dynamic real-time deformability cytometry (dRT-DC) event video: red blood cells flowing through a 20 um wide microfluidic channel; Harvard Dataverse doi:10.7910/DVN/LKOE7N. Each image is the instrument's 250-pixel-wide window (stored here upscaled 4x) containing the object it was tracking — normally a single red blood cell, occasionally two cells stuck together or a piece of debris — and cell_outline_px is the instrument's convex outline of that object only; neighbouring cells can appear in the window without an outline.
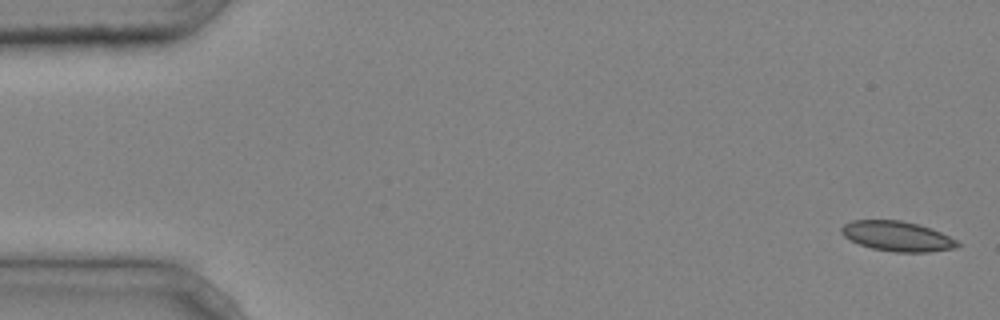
{"species": "common noctule bat (a hibernating species)", "species_latin": "Nyctalus noctula", "temperature_condition": "cold", "stored_images_in_passage": 6, "camera_frame_rate_fps": 3000, "um_per_image_px": 0.085, "animal": {"sex": "male", "body_mass_g": 20.4}, "frame": {"image": 1, "passage_image": 1, "time_ms": 0.0, "image_size_px": [1000, 320], "cell_outline_px": [[960, 244], [956, 248], [928, 252], [896, 252], [872, 248], [860, 244], [844, 236], [840, 232], [840, 228], [844, 224], [852, 220], [900, 220], [916, 224], [940, 232], [956, 240]], "centroid_in_image_um": [76.24, 20.08], "position_along_channel_um": 8.8, "area_um2": 20.0}}
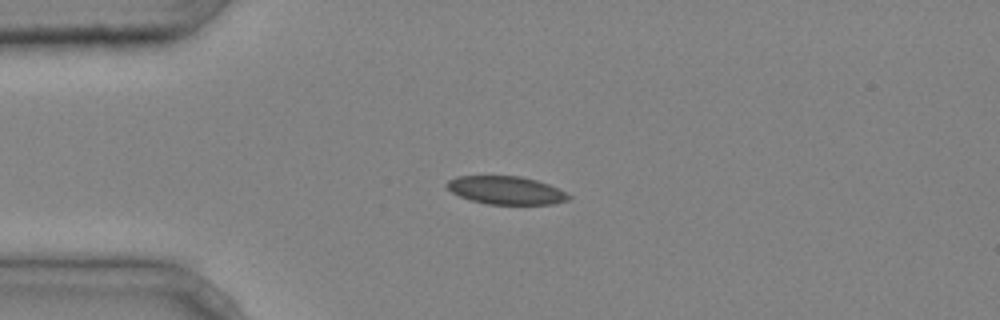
{"frame": {"image": 2, "passage_image": 4, "time_ms": 1.0, "image_size_px": [1000, 320], "cell_outline_px": [[572, 196], [568, 200], [552, 204], [488, 204], [472, 200], [460, 196], [452, 192], [444, 184], [448, 180], [456, 176], [520, 176], [536, 180], [548, 184]], "centroid_in_image_um": [42.99, 16.17], "position_along_channel_um": 42.0, "area_um2": 19.77}}
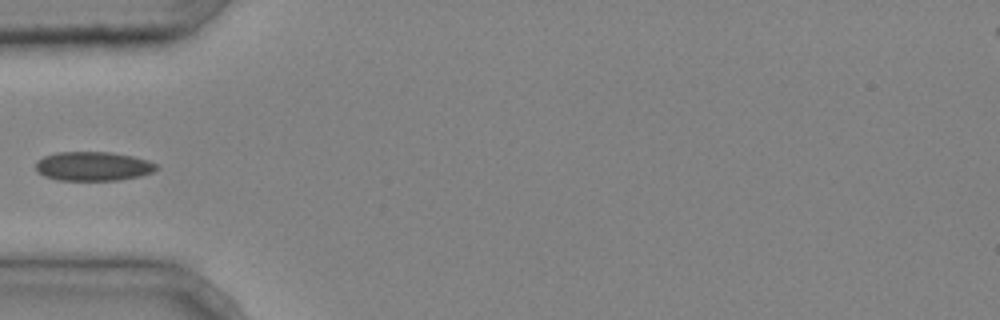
{"frame": {"image": 3, "passage_image": 5, "time_ms": 1.333, "image_size_px": [1000, 320], "cell_outline_px": [[160, 168], [152, 172], [140, 176], [116, 180], [56, 180], [44, 176], [36, 172], [36, 160], [44, 156], [56, 152], [112, 152], [132, 156], [148, 160], [160, 164]], "centroid_in_image_um": [7.92, 14.13], "position_along_channel_um": 77.1, "area_um2": 20.75}}